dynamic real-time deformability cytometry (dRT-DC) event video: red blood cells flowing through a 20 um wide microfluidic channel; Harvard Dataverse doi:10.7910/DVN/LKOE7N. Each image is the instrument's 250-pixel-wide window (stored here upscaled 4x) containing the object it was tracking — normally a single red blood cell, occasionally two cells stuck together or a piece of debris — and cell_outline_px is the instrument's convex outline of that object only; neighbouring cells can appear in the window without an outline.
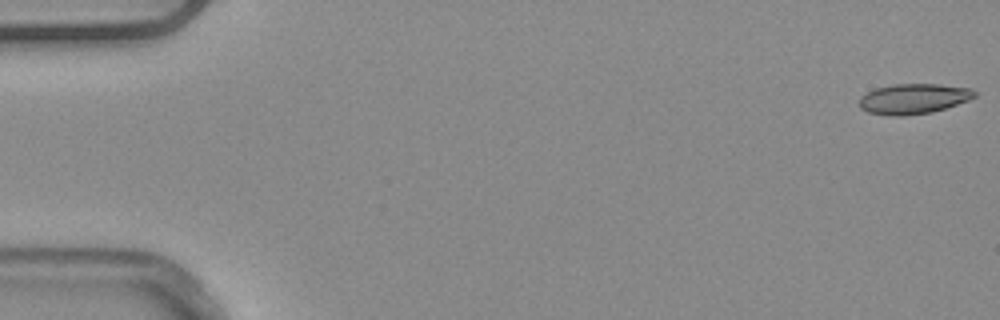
{"species": "common noctule bat (a hibernating species)", "species_latin": "Nyctalus noctula", "temperature_condition": "warm", "stored_images_in_passage": 52, "camera_frame_rate_fps": 3000, "um_per_image_px": 0.085, "animal": {"sex": "male", "body_mass_g": 20.4}, "frame": {"image": 1, "passage_image": 1, "time_ms": 0.0, "image_size_px": [1000, 320], "cell_outline_px": [[976, 96], [968, 100], [932, 112], [904, 116], [892, 116], [868, 112], [860, 108], [860, 96], [876, 88], [892, 84], [940, 84], [972, 88], [976, 92]], "centroid_in_image_um": [77.65, 8.39], "position_along_channel_um": 7.4, "area_um2": 20.29}}
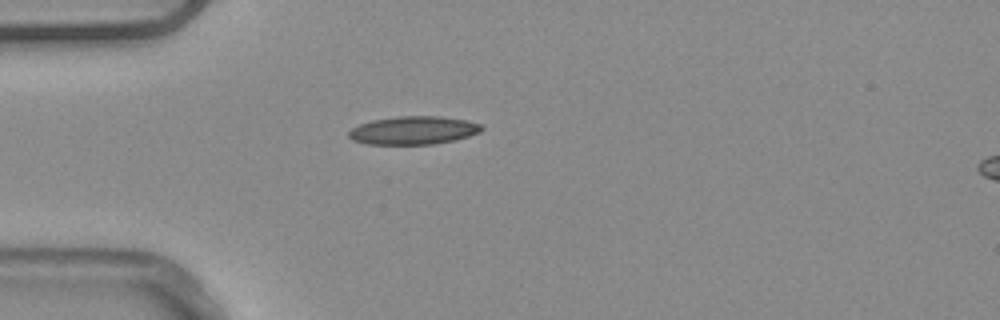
{"frame": {"image": 2, "passage_image": 15, "time_ms": 4.667, "image_size_px": [1000, 320], "cell_outline_px": [[484, 128], [480, 132], [456, 140], [432, 144], [364, 144], [352, 140], [348, 136], [348, 132], [352, 128], [360, 124], [372, 120], [400, 116], [440, 116], [468, 120], [480, 124]], "centroid_in_image_um": [35.14, 11.08], "position_along_channel_um": 49.9, "area_um2": 21.91}}
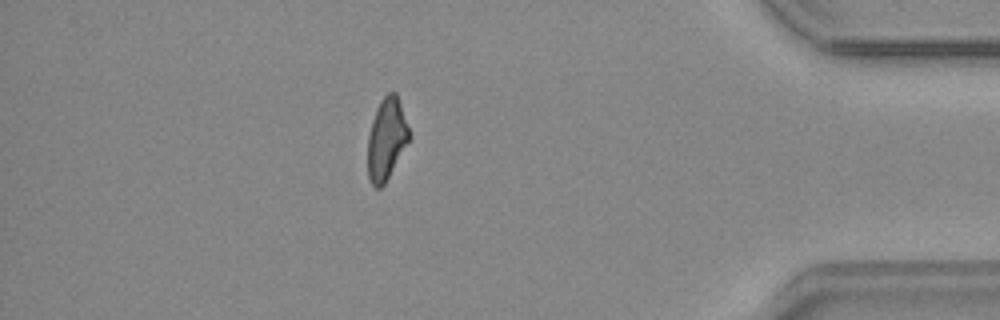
{"frame": {"image": 3, "passage_image": 46, "time_ms": 15.0, "image_size_px": [1000, 320], "cell_outline_px": [[412, 136], [384, 184], [380, 188], [376, 188], [372, 184], [368, 176], [368, 136], [372, 120], [376, 108], [380, 100], [388, 92], [396, 92]], "centroid_in_image_um": [32.86, 11.79], "position_along_channel_um": 402.3, "area_um2": 19.71}}